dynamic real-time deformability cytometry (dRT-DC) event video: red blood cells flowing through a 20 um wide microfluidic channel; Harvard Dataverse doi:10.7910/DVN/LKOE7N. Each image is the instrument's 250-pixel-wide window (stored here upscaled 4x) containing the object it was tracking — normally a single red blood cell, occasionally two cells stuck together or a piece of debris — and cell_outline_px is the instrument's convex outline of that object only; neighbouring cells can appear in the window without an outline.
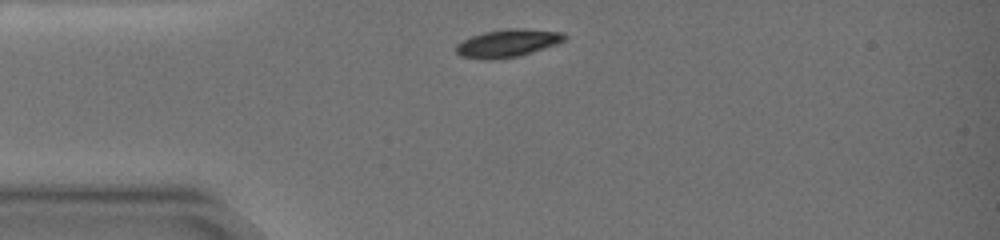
{"species": "common noctule bat (a hibernating species)", "species_latin": "Nyctalus noctula", "temperature_condition": "warm", "stored_images_in_passage": 8, "camera_frame_rate_fps": 3000, "um_per_image_px": 0.085, "animal": {"sex": "female", "body_mass_g": 19.0, "forearm_length_mm": 51.5}, "frame": {"image": 1, "passage_image": 1, "time_ms": 0.0, "image_size_px": [1000, 240], "cell_outline_px": [[568, 36], [564, 40], [556, 44], [520, 56], [492, 60], [480, 60], [460, 56], [456, 52], [456, 44], [472, 36], [484, 32], [508, 28], [520, 28], [564, 32]], "centroid_in_image_um": [43.14, 3.68], "position_along_channel_um": 41.9, "area_um2": 17.69}}